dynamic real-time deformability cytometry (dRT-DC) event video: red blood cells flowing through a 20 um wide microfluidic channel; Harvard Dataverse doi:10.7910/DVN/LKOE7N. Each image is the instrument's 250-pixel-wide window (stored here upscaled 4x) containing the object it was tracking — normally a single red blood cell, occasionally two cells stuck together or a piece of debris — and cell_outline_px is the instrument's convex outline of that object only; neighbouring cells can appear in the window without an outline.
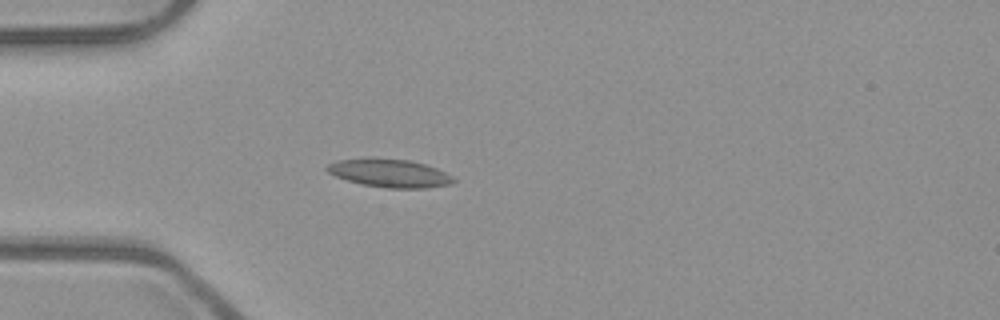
{"species": "common noctule bat (a hibernating species)", "species_latin": "Nyctalus noctula", "temperature_condition": "room temperature", "stored_images_in_passage": 5, "camera_frame_rate_fps": 3000, "um_per_image_px": 0.085, "animal": {"sex": "male", "body_mass_g": 23.1, "forearm_length_mm": 52.7}, "frame": {"image": 1, "passage_image": 5, "time_ms": 1.333, "image_size_px": [1000, 320], "cell_outline_px": [[456, 180], [452, 184], [428, 188], [388, 188], [360, 184], [336, 176], [328, 172], [324, 168], [328, 164], [336, 160], [368, 156], [372, 156], [408, 160], [424, 164], [436, 168], [452, 176]], "centroid_in_image_um": [33.07, 14.69], "position_along_channel_um": 51.9, "area_um2": 21.21}}